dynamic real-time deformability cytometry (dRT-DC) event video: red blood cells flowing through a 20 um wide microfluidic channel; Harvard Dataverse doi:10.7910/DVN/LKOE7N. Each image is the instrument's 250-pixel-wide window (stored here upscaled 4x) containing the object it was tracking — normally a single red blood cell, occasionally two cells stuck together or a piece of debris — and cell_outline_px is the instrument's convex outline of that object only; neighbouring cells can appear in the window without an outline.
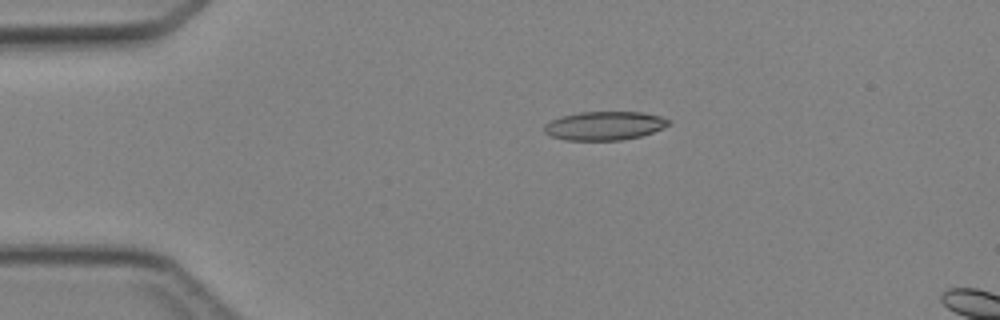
{"species": "Egyptian fruit bat (a non-hibernating species)", "species_latin": "Rousettus aegyptiacus", "temperature_condition": "cold", "stored_images_in_passage": 4, "camera_frame_rate_fps": 3000, "um_per_image_px": 0.085, "animal": {"sex": "female"}, "frame": {"image": 1, "passage_image": 2, "time_ms": 1.333, "image_size_px": [1000, 320], "cell_outline_px": [[672, 124], [652, 132], [640, 136], [620, 140], [564, 140], [548, 136], [544, 132], [544, 124], [560, 116], [580, 112], [640, 112], [660, 116], [672, 120]], "centroid_in_image_um": [51.36, 10.69], "position_along_channel_um": 33.6, "area_um2": 20.92}}